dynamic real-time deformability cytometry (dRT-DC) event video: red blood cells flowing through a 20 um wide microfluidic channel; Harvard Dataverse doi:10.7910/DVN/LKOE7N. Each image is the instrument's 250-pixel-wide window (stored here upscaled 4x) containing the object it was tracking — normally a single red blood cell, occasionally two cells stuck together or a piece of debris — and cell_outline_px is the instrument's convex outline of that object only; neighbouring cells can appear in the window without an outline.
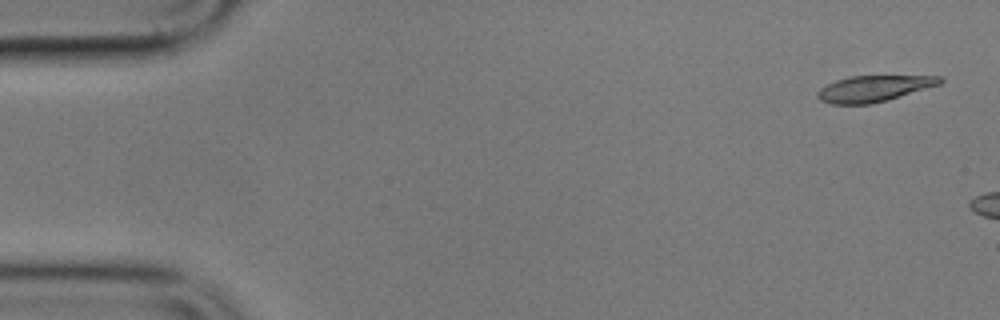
{"species": "common noctule bat (a hibernating species)", "species_latin": "Nyctalus noctula", "temperature_condition": "cold", "stored_images_in_passage": 4, "camera_frame_rate_fps": 3000, "um_per_image_px": 0.085, "animal": {"sex": "male", "body_mass_g": 17.9}, "frame": {"image": 1, "passage_image": 1, "time_ms": 0.0, "image_size_px": [1000, 320], "cell_outline_px": [[944, 80], [940, 84], [888, 100], [872, 104], [832, 104], [820, 100], [816, 96], [816, 92], [820, 88], [836, 80], [848, 76], [944, 76]], "centroid_in_image_um": [74.26, 7.53], "position_along_channel_um": 10.7, "area_um2": 18.67}}